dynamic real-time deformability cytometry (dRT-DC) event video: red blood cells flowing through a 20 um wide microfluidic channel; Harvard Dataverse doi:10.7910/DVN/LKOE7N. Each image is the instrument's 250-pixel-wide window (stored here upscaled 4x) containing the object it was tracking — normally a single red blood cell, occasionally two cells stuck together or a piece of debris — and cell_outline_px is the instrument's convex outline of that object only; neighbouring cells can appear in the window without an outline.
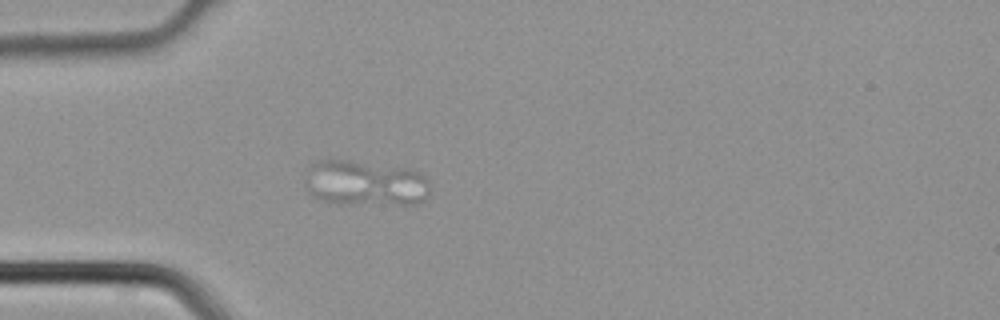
{"species": "common noctule bat (a hibernating species)", "species_latin": "Nyctalus noctula", "temperature_condition": "cold", "stored_images_in_passage": 4, "camera_frame_rate_fps": 3000, "um_per_image_px": 0.085, "animal": {"sex": "male", "body_mass_g": 21.5, "forearm_length_mm": 52.0}, "frame": {"image": 1, "passage_image": 4, "time_ms": 1.0, "image_size_px": [1000, 320], "cell_outline_px": [[428, 192], [424, 200], [416, 204], [328, 204], [312, 196], [308, 192], [304, 180], [312, 164], [316, 160], [352, 160], [412, 168], [428, 180]], "centroid_in_image_um": [31.01, 15.58], "position_along_channel_um": 54.0, "area_um2": 33.7}}